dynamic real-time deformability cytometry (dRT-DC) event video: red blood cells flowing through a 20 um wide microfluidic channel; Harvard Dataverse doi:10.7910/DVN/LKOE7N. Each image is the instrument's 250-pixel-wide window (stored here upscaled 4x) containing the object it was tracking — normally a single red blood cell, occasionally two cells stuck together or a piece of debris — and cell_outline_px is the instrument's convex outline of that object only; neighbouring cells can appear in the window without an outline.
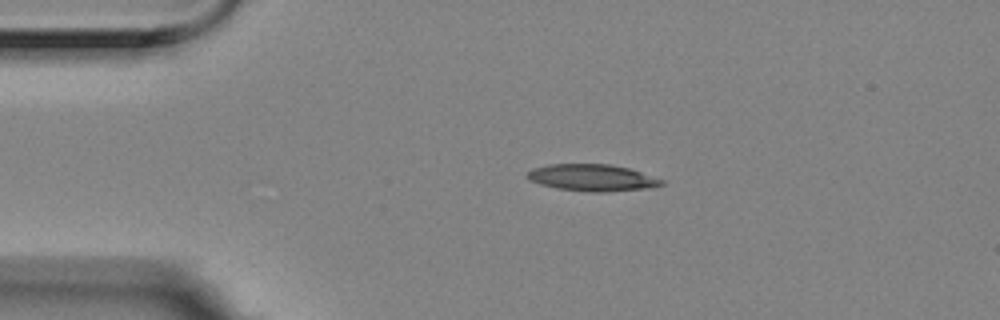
{"species": "Egyptian fruit bat (a non-hibernating species)", "species_latin": "Rousettus aegyptiacus", "temperature_condition": "room temperature", "stored_images_in_passage": 4, "segment_of_instrument_passage": [1, 2], "camera_frame_rate_fps": 3000, "um_per_image_px": 0.085, "animal": {"sex": "female"}, "frame": {"image": 1, "passage_image": 2, "time_ms": 0.333, "image_size_px": [1000, 320], "cell_outline_px": [[664, 184], [652, 188], [604, 192], [588, 192], [556, 188], [540, 184], [528, 180], [524, 176], [532, 168], [548, 164], [608, 164], [628, 168], [664, 180]], "centroid_in_image_um": [50.3, 15.11], "position_along_channel_um": 34.7, "area_um2": 21.1}}